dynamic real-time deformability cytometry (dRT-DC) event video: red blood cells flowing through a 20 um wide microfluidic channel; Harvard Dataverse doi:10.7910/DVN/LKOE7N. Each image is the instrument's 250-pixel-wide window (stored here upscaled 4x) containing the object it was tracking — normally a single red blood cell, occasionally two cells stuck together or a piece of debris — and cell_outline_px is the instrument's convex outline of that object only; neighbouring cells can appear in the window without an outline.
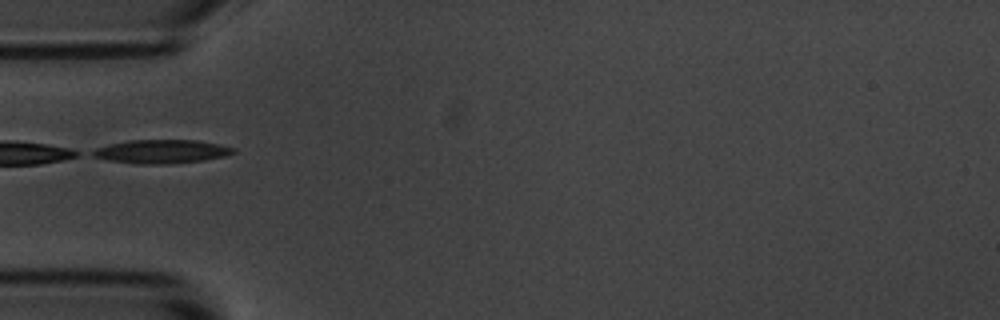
{"species": "common noctule bat (a hibernating species)", "species_latin": "Nyctalus noctula", "temperature_condition": "room temperature", "stored_images_in_passage": 2, "camera_frame_rate_fps": 3000, "um_per_image_px": 0.085, "animal": {"sex": "male", "body_mass_g": 20.1, "forearm_length_mm": 53.5}, "frame": {"image": 1, "passage_image": 2, "time_ms": 1.0, "image_size_px": [1000, 320], "cell_outline_px": [[236, 152], [228, 156], [204, 160], [164, 164], [136, 164], [108, 160], [92, 156], [88, 152], [96, 148], [108, 144], [128, 140], [196, 140], [220, 144], [236, 148]], "centroid_in_image_um": [13.73, 12.88], "position_along_channel_um": 71.3, "area_um2": 19.65}}